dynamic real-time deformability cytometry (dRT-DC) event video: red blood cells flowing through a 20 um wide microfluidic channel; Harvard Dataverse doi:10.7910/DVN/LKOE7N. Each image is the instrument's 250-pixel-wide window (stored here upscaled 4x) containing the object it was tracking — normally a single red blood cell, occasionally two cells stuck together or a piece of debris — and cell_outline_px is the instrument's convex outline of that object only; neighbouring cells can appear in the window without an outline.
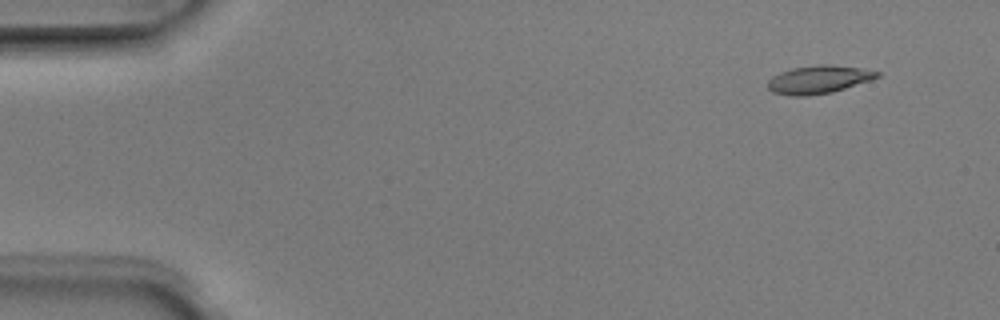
{"species": "Egyptian fruit bat (a non-hibernating species)", "species_latin": "Rousettus aegyptiacus", "temperature_condition": "room temperature", "stored_images_in_passage": 6, "segment_of_instrument_passage": [2, 2], "camera_frame_rate_fps": 3000, "um_per_image_px": 0.085, "animal": {"sex": "male"}, "frame": {"image": 1, "passage_image": 6, "time_ms": 1.667, "image_size_px": [1000, 320], "cell_outline_px": [[880, 76], [872, 80], [832, 92], [804, 96], [792, 96], [772, 92], [768, 88], [768, 80], [772, 76], [780, 72], [792, 68], [820, 64], [828, 64], [860, 68], [880, 72]], "centroid_in_image_um": [69.58, 6.76], "position_along_channel_um": 15.4, "area_um2": 17.86}}